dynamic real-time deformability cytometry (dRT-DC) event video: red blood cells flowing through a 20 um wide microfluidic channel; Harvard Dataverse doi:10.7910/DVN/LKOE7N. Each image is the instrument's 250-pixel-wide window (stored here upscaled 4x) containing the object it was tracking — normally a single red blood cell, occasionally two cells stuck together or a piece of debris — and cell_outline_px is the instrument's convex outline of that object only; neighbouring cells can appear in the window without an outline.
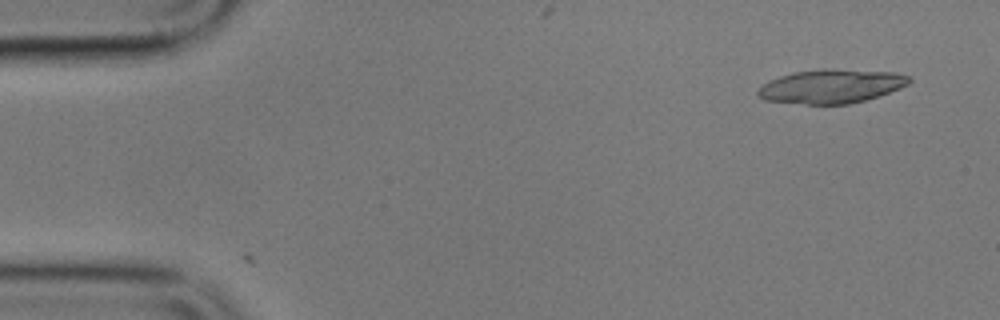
{"species": "common noctule bat (a hibernating species)", "species_latin": "Nyctalus noctula", "temperature_condition": "cold", "stored_images_in_passage": 3, "camera_frame_rate_fps": 3000, "um_per_image_px": 0.085, "animal": {"sex": "male", "body_mass_g": 17.9}, "frame": {"image": 1, "passage_image": 1, "time_ms": 0.0, "image_size_px": [1000, 320], "cell_outline_px": [[912, 80], [908, 84], [900, 88], [864, 100], [848, 104], [804, 104], [764, 100], [756, 96], [756, 92], [764, 84], [780, 76], [792, 72], [824, 68], [828, 68], [896, 72], [912, 76]], "centroid_in_image_um": [70.67, 7.32], "position_along_channel_um": 14.3, "area_um2": 29.94}}